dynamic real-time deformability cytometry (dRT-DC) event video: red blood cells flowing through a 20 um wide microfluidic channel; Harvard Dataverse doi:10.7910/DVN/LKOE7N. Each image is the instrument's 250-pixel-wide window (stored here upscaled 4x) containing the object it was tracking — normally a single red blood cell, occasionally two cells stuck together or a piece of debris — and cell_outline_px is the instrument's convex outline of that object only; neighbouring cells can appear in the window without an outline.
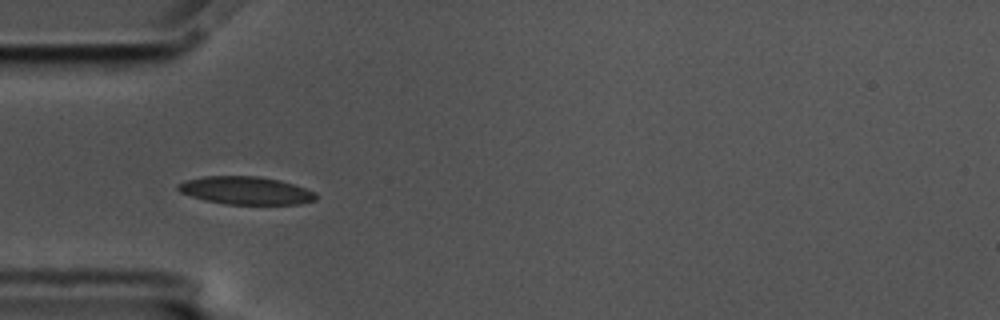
{"species": "common noctule bat (a hibernating species)", "species_latin": "Nyctalus noctula", "temperature_condition": "cold", "stored_images_in_passage": 45, "camera_frame_rate_fps": 3000, "um_per_image_px": 0.085, "animal": {"sex": "male", "body_mass_g": 17.5, "forearm_length_mm": 52.3}, "frame": {"image": 1, "passage_image": 7, "time_ms": 2.0, "image_size_px": [1000, 320], "cell_outline_px": [[316, 200], [300, 204], [224, 204], [204, 200], [180, 192], [176, 188], [176, 184], [184, 180], [204, 176], [260, 176], [280, 180], [316, 192]], "centroid_in_image_um": [20.86, 16.19], "position_along_channel_um": 64.1, "area_um2": 22.48}}
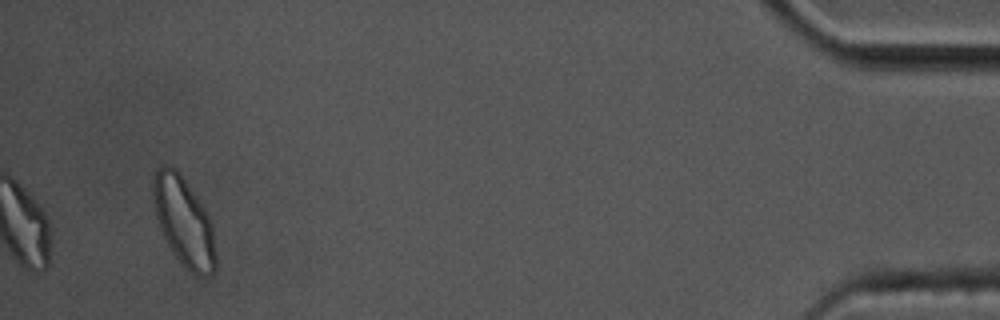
{"frame": {"image": 2, "passage_image": 45, "time_ms": 14.667, "image_size_px": [1000, 320], "cell_outline_px": [[216, 272], [212, 276], [196, 276], [176, 256], [168, 244], [160, 228], [156, 216], [152, 200], [152, 180], [156, 168], [164, 164], [168, 164], [176, 168], [204, 208], [212, 224], [216, 252]], "centroid_in_image_um": [15.62, 18.82], "position_along_channel_um": 419.6, "area_um2": 32.43}}